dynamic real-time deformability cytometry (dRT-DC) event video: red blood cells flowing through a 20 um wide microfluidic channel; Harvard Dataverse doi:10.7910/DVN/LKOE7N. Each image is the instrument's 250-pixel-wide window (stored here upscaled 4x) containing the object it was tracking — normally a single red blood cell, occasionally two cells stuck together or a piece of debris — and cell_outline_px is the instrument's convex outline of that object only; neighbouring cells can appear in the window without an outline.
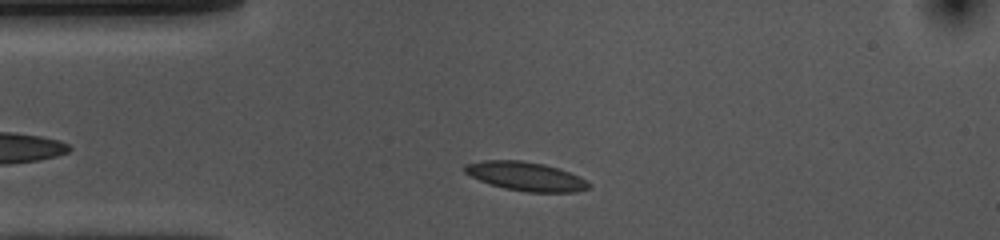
{"species": "common noctule bat (a hibernating species)", "species_latin": "Nyctalus noctula", "temperature_condition": "cold", "stored_images_in_passage": 37, "camera_frame_rate_fps": 3000, "um_per_image_px": 0.085, "animal": {"sex": "female", "body_mass_g": 10.0, "forearm_length_mm": 53.1}, "frame": {"image": 1, "passage_image": 5, "time_ms": 1.333, "image_size_px": [1000, 240], "cell_outline_px": [[592, 184], [588, 188], [576, 192], [528, 192], [504, 188], [480, 180], [464, 172], [464, 164], [484, 160], [520, 160], [544, 164], [580, 176]], "centroid_in_image_um": [44.7, 14.98], "position_along_channel_um": 40.3, "area_um2": 20.69}}
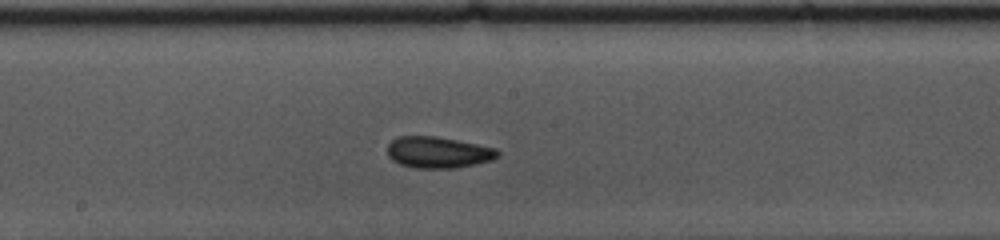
{"frame": {"image": 2, "passage_image": 21, "time_ms": 6.667, "image_size_px": [1000, 240], "cell_outline_px": [[500, 156], [492, 160], [476, 164], [456, 168], [412, 168], [400, 164], [392, 160], [388, 156], [388, 144], [392, 140], [400, 136], [436, 136], [496, 148], [500, 152]], "centroid_in_image_um": [37.25, 12.96], "position_along_channel_um": 210.9, "area_um2": 20.23}}
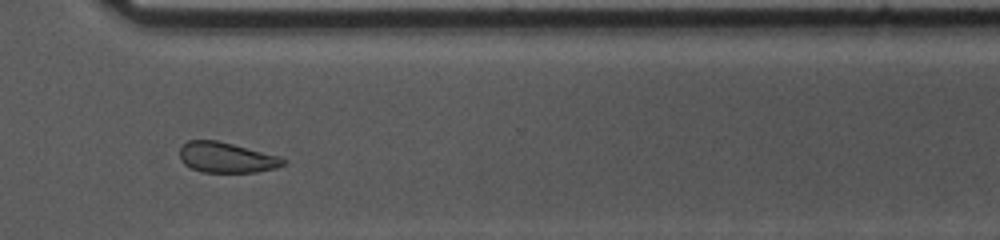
{"frame": {"image": 3, "passage_image": 33, "time_ms": 10.667, "image_size_px": [1000, 240], "cell_outline_px": [[288, 160], [284, 164], [276, 168], [256, 172], [200, 172], [184, 164], [180, 160], [180, 148], [188, 140], [216, 140], [280, 156]], "centroid_in_image_um": [19.25, 13.39], "position_along_channel_um": 351.3, "area_um2": 18.32}, "authors_computed_cell_mechanics": {"area_um2": 19.4786, "velocity_mm_per_s": 3.5157, "shape_relaxation_time_tau1_ms": 8.1973, "shape_relaxation_time_tau2_ms": 4.0289, "deformation_change_tau1": 0.1421, "deformation_change_tau2": 0.0844}}